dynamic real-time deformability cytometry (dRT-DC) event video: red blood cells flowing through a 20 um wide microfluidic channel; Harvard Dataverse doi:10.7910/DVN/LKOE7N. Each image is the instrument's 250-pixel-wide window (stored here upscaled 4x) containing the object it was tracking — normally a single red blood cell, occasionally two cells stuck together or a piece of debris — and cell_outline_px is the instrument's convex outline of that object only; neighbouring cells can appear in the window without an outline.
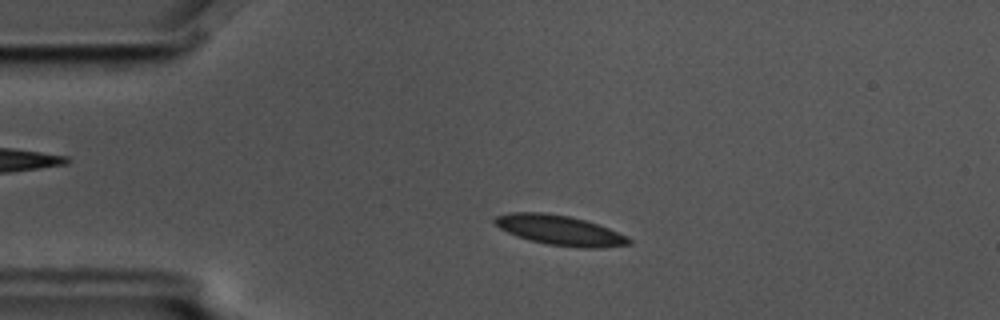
{"species": "common noctule bat (a hibernating species)", "species_latin": "Nyctalus noctula", "temperature_condition": "cold", "stored_images_in_passage": 54, "camera_frame_rate_fps": 3000, "um_per_image_px": 0.085, "animal": {"sex": "male", "body_mass_g": 17.5, "forearm_length_mm": 52.3}, "frame": {"image": 1, "passage_image": 10, "time_ms": 3.0, "image_size_px": [1000, 320], "cell_outline_px": [[632, 244], [600, 248], [580, 248], [548, 244], [528, 240], [516, 236], [500, 228], [492, 220], [496, 216], [512, 212], [544, 212], [568, 216], [584, 220], [608, 228], [628, 236], [632, 240]], "centroid_in_image_um": [47.59, 19.58], "position_along_channel_um": 37.4, "area_um2": 23.35}}
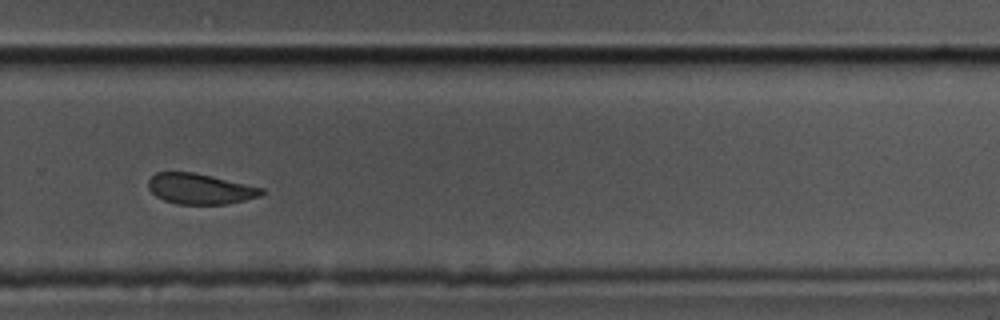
{"frame": {"image": 2, "passage_image": 36, "time_ms": 11.667, "image_size_px": [1000, 320], "cell_outline_px": [[264, 192], [260, 196], [244, 200], [224, 204], [176, 204], [164, 200], [156, 196], [148, 188], [148, 180], [156, 172], [192, 172], [264, 188]], "centroid_in_image_um": [16.97, 16.05], "position_along_channel_um": 312.8, "area_um2": 19.94}}
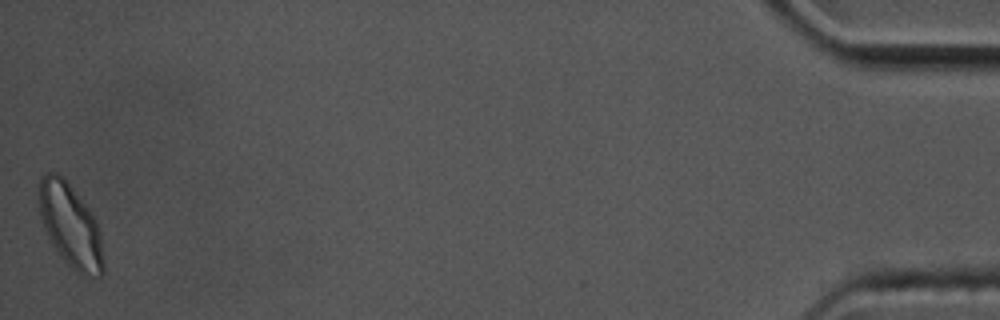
{"frame": {"image": 3, "passage_image": 54, "time_ms": 17.667, "image_size_px": [1000, 320], "cell_outline_px": [[104, 272], [100, 276], [80, 276], [64, 260], [48, 236], [40, 216], [40, 176], [44, 172], [56, 172], [68, 184], [92, 212], [96, 220], [100, 232], [104, 264]], "centroid_in_image_um": [6.02, 19.21], "position_along_channel_um": 429.2, "area_um2": 30.87}, "authors_computed_cell_mechanics": {"area_um2": 22.4264, "velocity_mm_per_s": 3.541, "shape_relaxation_time_tau1_ms": 4.1523, "shape_relaxation_time_tau2_ms": 3.1535, "deformation_change_tau1": 0.108, "deformation_change_tau2": 0.0765}}